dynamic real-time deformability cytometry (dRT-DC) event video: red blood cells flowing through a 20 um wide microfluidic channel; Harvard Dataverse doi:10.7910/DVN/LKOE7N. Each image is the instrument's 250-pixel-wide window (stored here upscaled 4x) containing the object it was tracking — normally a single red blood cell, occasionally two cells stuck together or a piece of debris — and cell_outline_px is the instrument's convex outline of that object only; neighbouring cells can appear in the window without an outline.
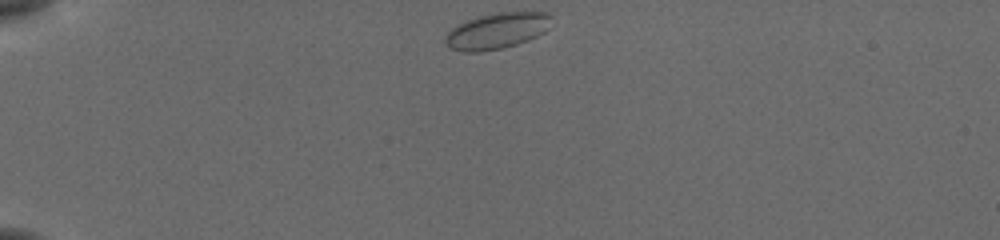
{"species": "common noctule bat (a hibernating species)", "species_latin": "Nyctalus noctula", "temperature_condition": "cold", "stored_images_in_passage": 42, "camera_frame_rate_fps": 3000, "um_per_image_px": 0.085, "animal": {"sex": "female", "body_mass_g": 19.5, "forearm_length_mm": 54.1}, "frame": {"image": 1, "passage_image": 1, "time_ms": 0.0, "image_size_px": [1000, 240], "cell_outline_px": [[552, 16], [548, 28], [544, 32], [528, 40], [504, 48], [480, 52], [464, 52], [448, 48], [444, 44], [444, 36], [456, 24], [464, 20], [480, 16], [500, 12], [544, 12]], "centroid_in_image_um": [42.18, 2.63], "position_along_channel_um": 42.8, "area_um2": 22.48}}
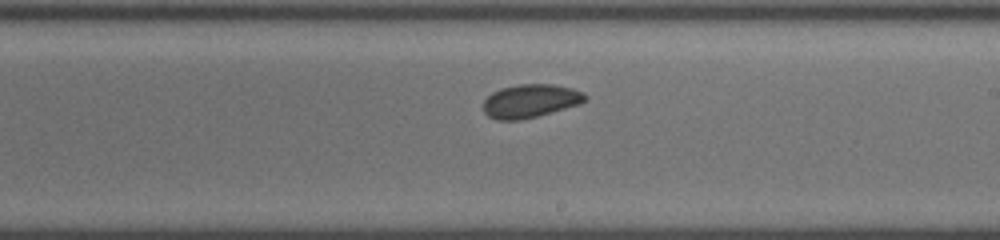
{"frame": {"image": 2, "passage_image": 21, "time_ms": 6.667, "image_size_px": [1000, 240], "cell_outline_px": [[588, 100], [580, 104], [536, 116], [516, 120], [496, 120], [488, 116], [484, 112], [484, 100], [492, 92], [500, 88], [520, 84], [552, 84], [572, 88], [584, 92], [588, 96]], "centroid_in_image_um": [45.1, 8.57], "position_along_channel_um": 243.9, "area_um2": 19.83}}
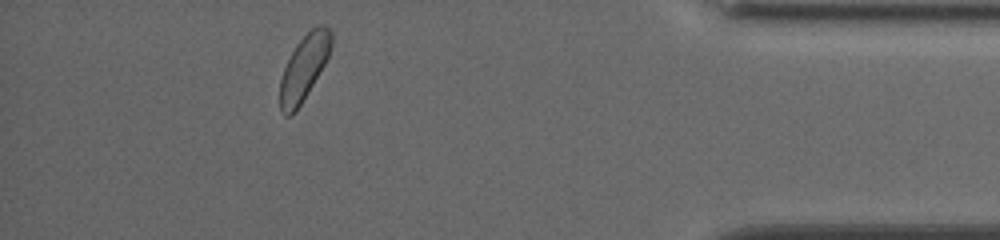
{"frame": {"image": 3, "passage_image": 37, "time_ms": 12.0, "image_size_px": [1000, 240], "cell_outline_px": [[332, 48], [324, 64], [296, 112], [292, 116], [284, 116], [280, 112], [280, 80], [284, 68], [296, 44], [312, 28], [320, 24], [324, 24], [332, 32]], "centroid_in_image_um": [25.83, 5.77], "position_along_channel_um": 409.4, "area_um2": 19.36}, "authors_computed_cell_mechanics": {"area_um2": 19.9699, "velocity_mm_per_s": 3.7926, "shape_relaxation_time_tau1_ms": null, "shape_relaxation_time_tau2_ms": 9.0313, "deformation_change_tau1": null, "deformation_change_tau2": 0.0775}}